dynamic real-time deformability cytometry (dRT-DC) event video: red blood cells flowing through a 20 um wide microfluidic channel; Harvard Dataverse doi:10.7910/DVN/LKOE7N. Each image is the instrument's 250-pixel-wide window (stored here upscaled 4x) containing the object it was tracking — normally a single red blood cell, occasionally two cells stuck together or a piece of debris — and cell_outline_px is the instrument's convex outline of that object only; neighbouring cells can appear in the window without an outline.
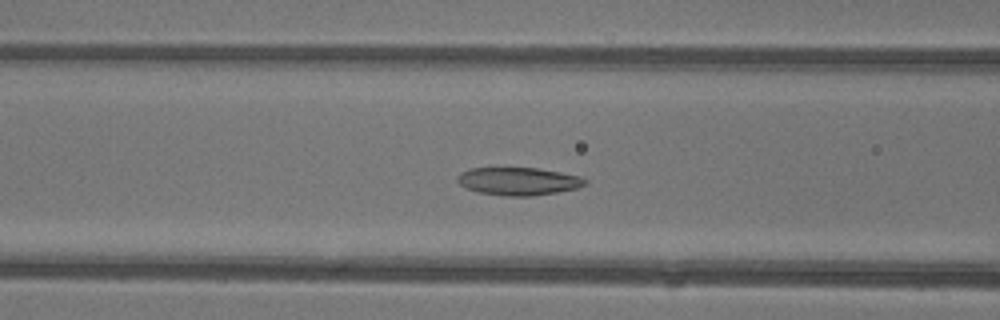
{"species": "common noctule bat (a hibernating species)", "species_latin": "Nyctalus noctula", "temperature_condition": "warm", "stored_images_in_passage": 41, "camera_frame_rate_fps": 3000, "um_per_image_px": 0.085, "animal": {"sex": "female"}, "frame": {"image": 1, "passage_image": 14, "time_ms": 4.333, "image_size_px": [1000, 320], "cell_outline_px": [[588, 184], [576, 188], [556, 192], [532, 196], [508, 196], [480, 192], [468, 188], [460, 184], [456, 180], [456, 176], [460, 172], [468, 168], [536, 168], [560, 172], [580, 176], [588, 180]], "centroid_in_image_um": [44.07, 15.4], "position_along_channel_um": 122.5, "area_um2": 20.63}}
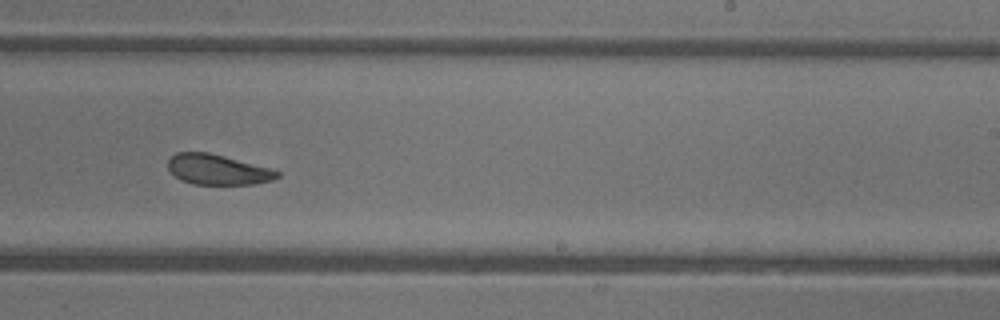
{"frame": {"image": 2, "passage_image": 24, "time_ms": 7.667, "image_size_px": [1000, 320], "cell_outline_px": [[280, 176], [272, 180], [256, 184], [192, 184], [180, 180], [168, 168], [168, 160], [176, 152], [208, 152], [224, 156], [268, 168], [280, 172]], "centroid_in_image_um": [18.48, 14.42], "position_along_channel_um": 270.5, "area_um2": 19.07}}
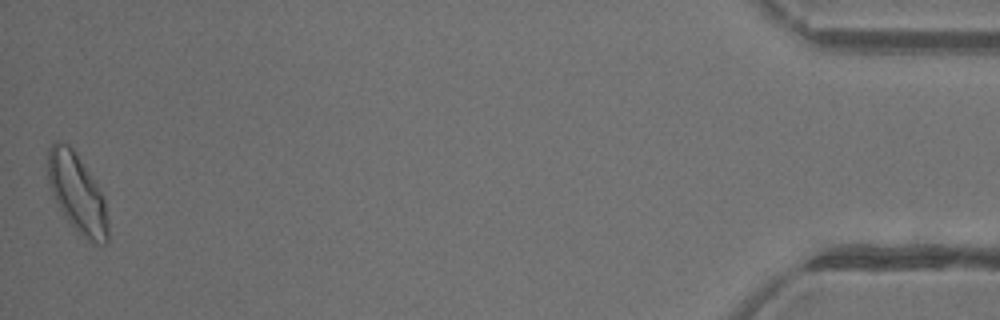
{"frame": {"image": 3, "passage_image": 41, "time_ms": 13.333, "image_size_px": [1000, 320], "cell_outline_px": [[108, 240], [104, 244], [92, 244], [68, 224], [52, 192], [48, 180], [48, 152], [52, 144], [56, 140], [68, 144], [76, 152], [104, 196], [108, 220]], "centroid_in_image_um": [6.58, 16.47], "position_along_channel_um": 428.6, "area_um2": 27.69}, "authors_computed_cell_mechanics": {"area_um2": 21.8484, "velocity_mm_per_s": 4.4483, "shape_relaxation_time_tau1_ms": 5.8775, "shape_relaxation_time_tau2_ms": 2.2282, "deformation_change_tau1": 0.1507, "deformation_change_tau2": 0.0769}}